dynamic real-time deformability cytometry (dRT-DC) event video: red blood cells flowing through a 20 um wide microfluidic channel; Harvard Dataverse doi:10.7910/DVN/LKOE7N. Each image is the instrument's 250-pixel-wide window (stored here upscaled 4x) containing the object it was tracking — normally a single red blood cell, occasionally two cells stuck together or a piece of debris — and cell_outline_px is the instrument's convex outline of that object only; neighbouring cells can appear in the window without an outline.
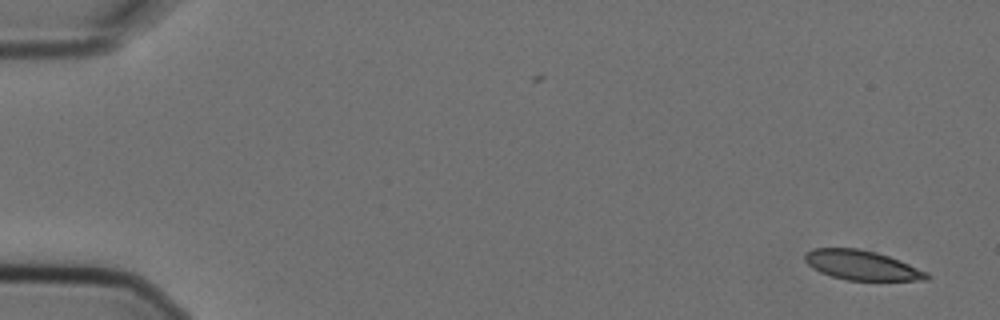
{"species": "Egyptian fruit bat (a non-hibernating species)", "species_latin": "Rousettus aegyptiacus", "temperature_condition": "cold", "stored_images_in_passage": 6, "camera_frame_rate_fps": 3000, "um_per_image_px": 0.085, "animal": {"sex": "female"}, "frame": {"image": 1, "passage_image": 1, "time_ms": 0.0, "image_size_px": [1000, 320], "cell_outline_px": [[932, 276], [928, 280], [848, 280], [832, 276], [820, 272], [812, 268], [804, 260], [804, 256], [812, 248], [856, 248], [876, 252], [900, 260], [928, 272]], "centroid_in_image_um": [73.27, 22.54], "position_along_channel_um": 11.7, "area_um2": 20.98}}
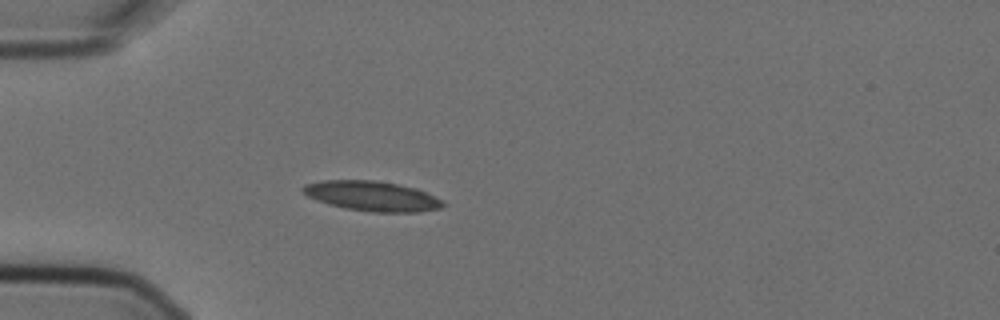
{"frame": {"image": 2, "passage_image": 4, "time_ms": 1.0, "image_size_px": [1000, 320], "cell_outline_px": [[444, 204], [440, 208], [420, 212], [372, 212], [344, 208], [328, 204], [316, 200], [308, 196], [300, 188], [304, 184], [320, 180], [376, 180], [416, 188], [440, 200]], "centroid_in_image_um": [31.55, 16.66], "position_along_channel_um": 53.4, "area_um2": 24.28}}